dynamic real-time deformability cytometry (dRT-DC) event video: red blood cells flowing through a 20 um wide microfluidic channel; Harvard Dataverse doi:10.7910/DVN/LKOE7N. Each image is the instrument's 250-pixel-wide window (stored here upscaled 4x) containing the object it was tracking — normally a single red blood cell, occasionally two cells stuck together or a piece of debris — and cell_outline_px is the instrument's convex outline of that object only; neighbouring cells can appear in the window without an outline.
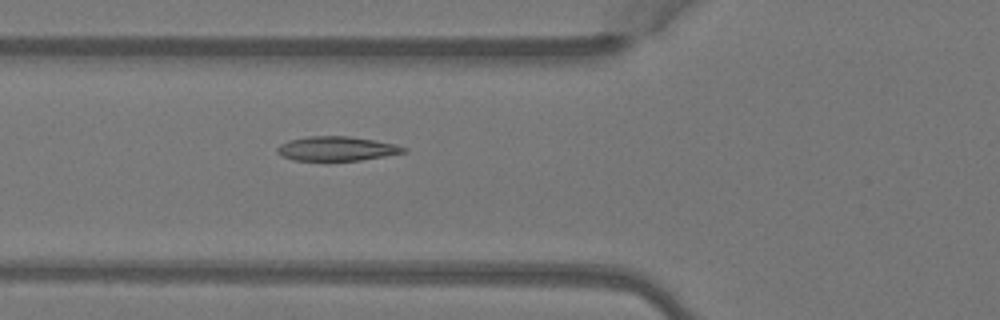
{"species": "Egyptian fruit bat (a non-hibernating species)", "species_latin": "Rousettus aegyptiacus", "temperature_condition": "warm", "stored_images_in_passage": 6, "camera_frame_rate_fps": 3000, "um_per_image_px": 0.085, "animal": {"sex": "female"}, "frame": {"image": 1, "passage_image": 6, "time_ms": 1.667, "image_size_px": [1000, 320], "cell_outline_px": [[408, 152], [360, 160], [292, 160], [280, 156], [276, 152], [276, 148], [280, 144], [288, 140], [308, 136], [348, 136], [396, 144], [408, 148]], "centroid_in_image_um": [28.59, 12.63], "position_along_channel_um": 97.2, "area_um2": 17.98}}